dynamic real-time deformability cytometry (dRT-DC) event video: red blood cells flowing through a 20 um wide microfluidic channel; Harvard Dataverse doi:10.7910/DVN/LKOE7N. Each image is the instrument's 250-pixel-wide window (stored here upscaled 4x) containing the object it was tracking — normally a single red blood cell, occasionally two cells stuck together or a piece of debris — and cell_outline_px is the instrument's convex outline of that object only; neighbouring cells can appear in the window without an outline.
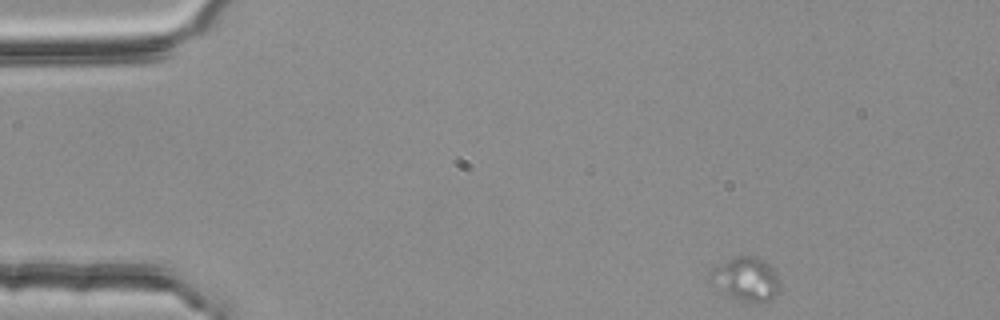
{"species": "common noctule bat (a hibernating species)", "species_latin": "Nyctalus noctula", "temperature_condition": "room temperature", "stored_images_in_passage": 32, "camera_frame_rate_fps": 3000, "um_per_image_px": 0.085, "animal": {"sex": "female", "body_mass_g": 25.1}, "frame": {"image": 1, "passage_image": 1, "time_ms": 0.0, "image_size_px": [1000, 320], "cell_outline_px": [[780, 292], [772, 300], [740, 300], [728, 296], [708, 284], [708, 272], [712, 268], [736, 256], [760, 256], [776, 272]], "centroid_in_image_um": [63.35, 23.7], "position_along_channel_um": 21.6, "area_um2": 17.92}}
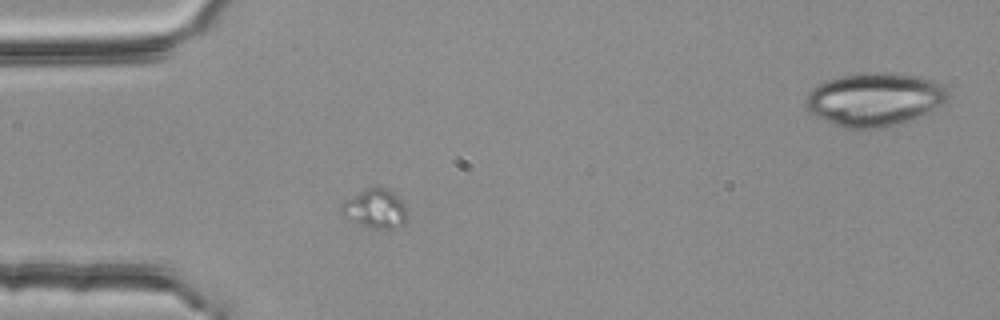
{"frame": {"image": 2, "passage_image": 10, "time_ms": 3.0, "image_size_px": [1000, 320], "cell_outline_px": [[408, 220], [404, 224], [392, 228], [372, 228], [352, 224], [340, 216], [340, 204], [344, 200], [368, 188], [388, 188], [400, 196], [404, 200], [408, 212]], "centroid_in_image_um": [31.89, 17.76], "position_along_channel_um": 53.1, "area_um2": 15.72}}